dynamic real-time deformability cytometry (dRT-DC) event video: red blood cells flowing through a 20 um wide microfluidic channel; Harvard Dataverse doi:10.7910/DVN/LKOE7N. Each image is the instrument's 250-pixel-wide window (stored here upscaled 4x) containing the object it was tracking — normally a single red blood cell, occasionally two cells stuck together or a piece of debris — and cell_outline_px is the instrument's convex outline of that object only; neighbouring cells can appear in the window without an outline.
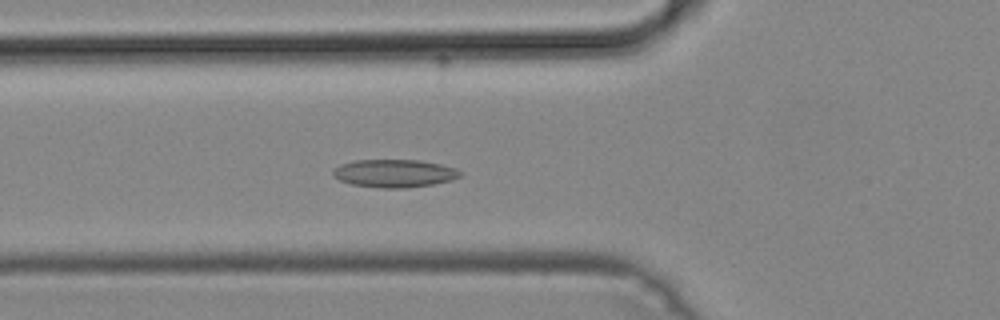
{"species": "common noctule bat (a hibernating species)", "species_latin": "Nyctalus noctula", "temperature_condition": "cold", "stored_images_in_passage": 38, "camera_frame_rate_fps": 3000, "um_per_image_px": 0.085, "animal": {"sex": "male", "body_mass_g": 19.2, "forearm_length_mm": 51.8}, "frame": {"image": 1, "passage_image": 9, "time_ms": 2.667, "image_size_px": [1000, 320], "cell_outline_px": [[464, 176], [452, 180], [432, 184], [404, 188], [380, 188], [352, 184], [340, 180], [332, 176], [332, 172], [340, 164], [356, 160], [420, 160], [440, 164], [456, 168], [464, 172]], "centroid_in_image_um": [33.57, 14.73], "position_along_channel_um": 92.2, "area_um2": 20.81}}
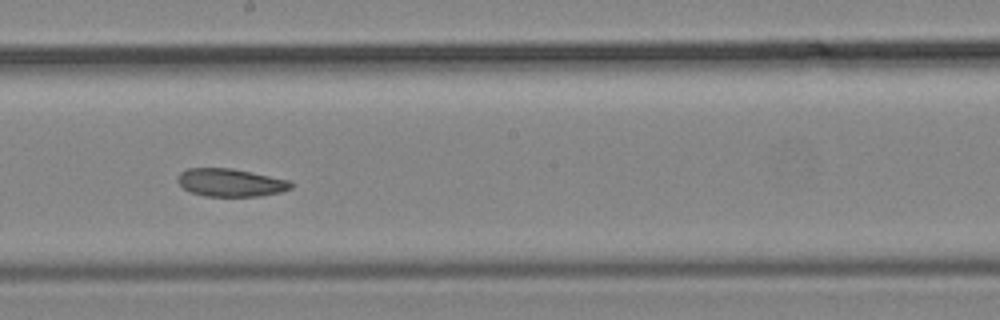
{"frame": {"image": 2, "passage_image": 19, "time_ms": 6.0, "image_size_px": [1000, 320], "cell_outline_px": [[292, 188], [280, 192], [260, 196], [204, 196], [192, 192], [184, 188], [176, 180], [180, 172], [188, 168], [232, 168], [252, 172], [288, 180], [292, 184]], "centroid_in_image_um": [19.58, 15.51], "position_along_channel_um": 228.6, "area_um2": 18.32}}
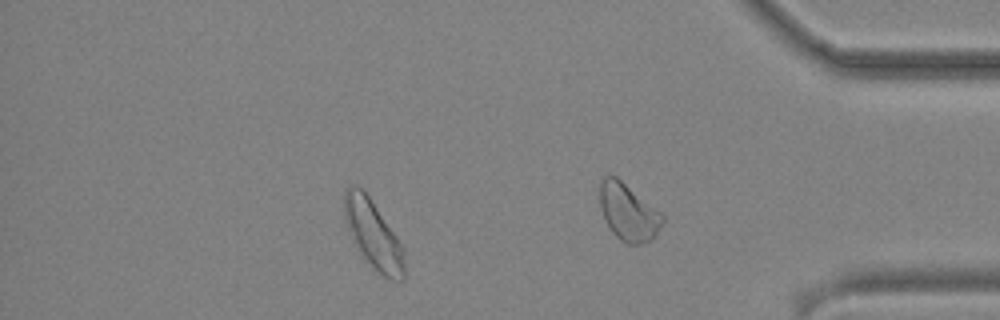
{"frame": {"image": 3, "passage_image": 31, "time_ms": 10.0, "image_size_px": [1000, 320], "cell_outline_px": [[404, 280], [392, 280], [384, 276], [356, 248], [344, 220], [344, 188], [348, 184], [356, 184], [364, 188], [404, 248]], "centroid_in_image_um": [31.69, 19.83], "position_along_channel_um": 403.5, "area_um2": 23.87}}